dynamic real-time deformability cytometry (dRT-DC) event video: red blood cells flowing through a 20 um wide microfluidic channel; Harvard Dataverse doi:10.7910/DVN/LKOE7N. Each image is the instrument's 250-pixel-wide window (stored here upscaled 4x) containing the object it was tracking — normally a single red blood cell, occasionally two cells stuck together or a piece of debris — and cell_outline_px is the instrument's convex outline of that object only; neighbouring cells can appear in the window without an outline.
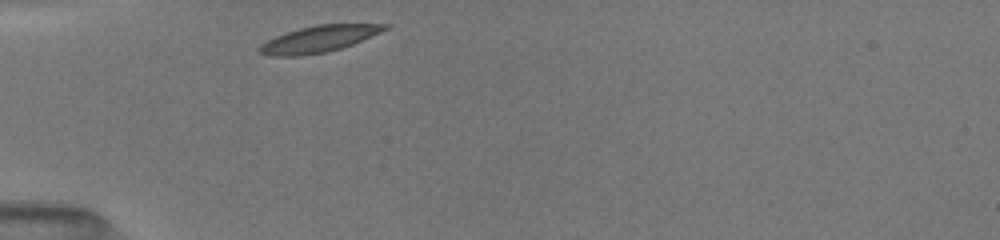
{"species": "common noctule bat (a hibernating species)", "species_latin": "Nyctalus noctula", "temperature_condition": "room temperature", "stored_images_in_passage": 17, "camera_frame_rate_fps": 3000, "um_per_image_px": 0.085, "animal": {"sex": "female", "body_mass_g": 19.5, "forearm_length_mm": 54.1}, "frame": {"image": 1, "passage_image": 1, "time_ms": 0.0, "image_size_px": [1000, 240], "cell_outline_px": [[392, 24], [388, 28], [380, 32], [352, 44], [328, 52], [300, 56], [268, 56], [260, 52], [256, 48], [260, 44], [276, 36], [300, 28], [316, 24]], "centroid_in_image_um": [27.07, 3.32], "position_along_channel_um": 57.9, "area_um2": 19.25}}
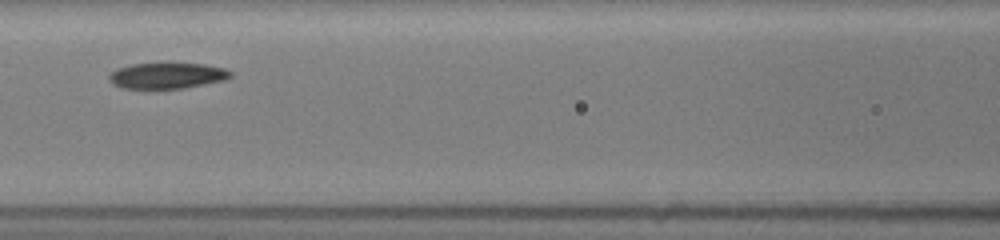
{"frame": {"image": 2, "passage_image": 7, "time_ms": 2.667, "image_size_px": [1000, 240], "cell_outline_px": [[232, 76], [224, 80], [184, 88], [120, 88], [112, 84], [108, 80], [108, 76], [116, 68], [132, 64], [164, 60], [168, 60], [204, 64], [224, 68], [232, 72]], "centroid_in_image_um": [14.17, 6.37], "position_along_channel_um": 152.4, "area_um2": 19.25}}
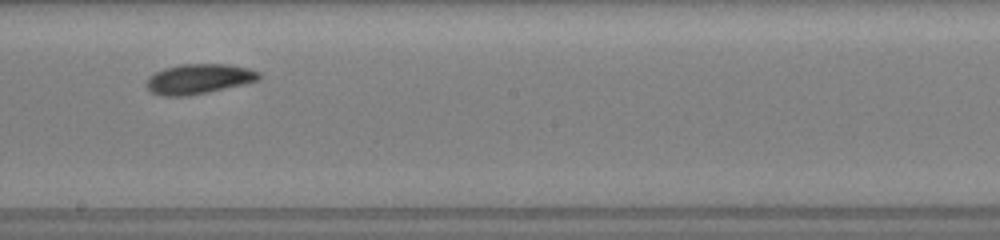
{"frame": {"image": 3, "passage_image": 14, "time_ms": 4.667, "image_size_px": [1000, 240], "cell_outline_px": [[260, 76], [256, 80], [244, 84], [208, 92], [188, 96], [160, 96], [152, 92], [144, 84], [148, 76], [164, 68], [180, 64], [224, 64], [248, 68], [260, 72]], "centroid_in_image_um": [16.84, 6.71], "position_along_channel_um": 231.4, "area_um2": 19.65}}